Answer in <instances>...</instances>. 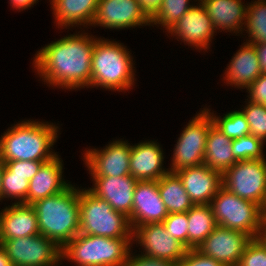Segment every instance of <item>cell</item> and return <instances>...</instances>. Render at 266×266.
I'll return each mask as SVG.
<instances>
[{
    "label": "cell",
    "instance_id": "cell-1",
    "mask_svg": "<svg viewBox=\"0 0 266 266\" xmlns=\"http://www.w3.org/2000/svg\"><path fill=\"white\" fill-rule=\"evenodd\" d=\"M86 34H71L37 52L33 64L44 82L62 89L90 87L94 38Z\"/></svg>",
    "mask_w": 266,
    "mask_h": 266
},
{
    "label": "cell",
    "instance_id": "cell-2",
    "mask_svg": "<svg viewBox=\"0 0 266 266\" xmlns=\"http://www.w3.org/2000/svg\"><path fill=\"white\" fill-rule=\"evenodd\" d=\"M79 194L80 189L70 184L58 194L31 204L37 215L40 234L54 240L61 248L79 233Z\"/></svg>",
    "mask_w": 266,
    "mask_h": 266
},
{
    "label": "cell",
    "instance_id": "cell-3",
    "mask_svg": "<svg viewBox=\"0 0 266 266\" xmlns=\"http://www.w3.org/2000/svg\"><path fill=\"white\" fill-rule=\"evenodd\" d=\"M58 126L39 121H22L0 138V159L9 161H49L58 154L50 149L57 139Z\"/></svg>",
    "mask_w": 266,
    "mask_h": 266
},
{
    "label": "cell",
    "instance_id": "cell-4",
    "mask_svg": "<svg viewBox=\"0 0 266 266\" xmlns=\"http://www.w3.org/2000/svg\"><path fill=\"white\" fill-rule=\"evenodd\" d=\"M124 45L110 40L94 39L90 86L106 90H128L134 84L133 58Z\"/></svg>",
    "mask_w": 266,
    "mask_h": 266
},
{
    "label": "cell",
    "instance_id": "cell-5",
    "mask_svg": "<svg viewBox=\"0 0 266 266\" xmlns=\"http://www.w3.org/2000/svg\"><path fill=\"white\" fill-rule=\"evenodd\" d=\"M133 238H109L78 233L62 248V259L77 266H123Z\"/></svg>",
    "mask_w": 266,
    "mask_h": 266
},
{
    "label": "cell",
    "instance_id": "cell-6",
    "mask_svg": "<svg viewBox=\"0 0 266 266\" xmlns=\"http://www.w3.org/2000/svg\"><path fill=\"white\" fill-rule=\"evenodd\" d=\"M79 233L109 238H133L129 217L112 209L110 204L89 189L79 194Z\"/></svg>",
    "mask_w": 266,
    "mask_h": 266
},
{
    "label": "cell",
    "instance_id": "cell-7",
    "mask_svg": "<svg viewBox=\"0 0 266 266\" xmlns=\"http://www.w3.org/2000/svg\"><path fill=\"white\" fill-rule=\"evenodd\" d=\"M210 206L218 226L258 238L264 209L255 202L242 199L223 186L211 200Z\"/></svg>",
    "mask_w": 266,
    "mask_h": 266
},
{
    "label": "cell",
    "instance_id": "cell-8",
    "mask_svg": "<svg viewBox=\"0 0 266 266\" xmlns=\"http://www.w3.org/2000/svg\"><path fill=\"white\" fill-rule=\"evenodd\" d=\"M222 186L266 209V159L243 160L222 173Z\"/></svg>",
    "mask_w": 266,
    "mask_h": 266
},
{
    "label": "cell",
    "instance_id": "cell-9",
    "mask_svg": "<svg viewBox=\"0 0 266 266\" xmlns=\"http://www.w3.org/2000/svg\"><path fill=\"white\" fill-rule=\"evenodd\" d=\"M193 118L182 130L175 144L172 166L169 168L171 173L204 164L205 145L213 121L205 108Z\"/></svg>",
    "mask_w": 266,
    "mask_h": 266
},
{
    "label": "cell",
    "instance_id": "cell-10",
    "mask_svg": "<svg viewBox=\"0 0 266 266\" xmlns=\"http://www.w3.org/2000/svg\"><path fill=\"white\" fill-rule=\"evenodd\" d=\"M0 245L13 266H56L62 260V248L41 234L4 240Z\"/></svg>",
    "mask_w": 266,
    "mask_h": 266
},
{
    "label": "cell",
    "instance_id": "cell-11",
    "mask_svg": "<svg viewBox=\"0 0 266 266\" xmlns=\"http://www.w3.org/2000/svg\"><path fill=\"white\" fill-rule=\"evenodd\" d=\"M251 240L244 232L217 226L196 249L224 266H235Z\"/></svg>",
    "mask_w": 266,
    "mask_h": 266
},
{
    "label": "cell",
    "instance_id": "cell-12",
    "mask_svg": "<svg viewBox=\"0 0 266 266\" xmlns=\"http://www.w3.org/2000/svg\"><path fill=\"white\" fill-rule=\"evenodd\" d=\"M135 238L149 257L170 260L178 264L188 250L182 243L168 235L162 222L148 223L133 230Z\"/></svg>",
    "mask_w": 266,
    "mask_h": 266
},
{
    "label": "cell",
    "instance_id": "cell-13",
    "mask_svg": "<svg viewBox=\"0 0 266 266\" xmlns=\"http://www.w3.org/2000/svg\"><path fill=\"white\" fill-rule=\"evenodd\" d=\"M131 146L126 141H113L104 149H88L84 162L91 176H124L130 174Z\"/></svg>",
    "mask_w": 266,
    "mask_h": 266
},
{
    "label": "cell",
    "instance_id": "cell-14",
    "mask_svg": "<svg viewBox=\"0 0 266 266\" xmlns=\"http://www.w3.org/2000/svg\"><path fill=\"white\" fill-rule=\"evenodd\" d=\"M151 25L141 10L138 0H99L92 26L110 29H126Z\"/></svg>",
    "mask_w": 266,
    "mask_h": 266
},
{
    "label": "cell",
    "instance_id": "cell-15",
    "mask_svg": "<svg viewBox=\"0 0 266 266\" xmlns=\"http://www.w3.org/2000/svg\"><path fill=\"white\" fill-rule=\"evenodd\" d=\"M167 216L168 212L158 191V180L137 181L132 214L129 217L132 230L148 223L163 222Z\"/></svg>",
    "mask_w": 266,
    "mask_h": 266
},
{
    "label": "cell",
    "instance_id": "cell-16",
    "mask_svg": "<svg viewBox=\"0 0 266 266\" xmlns=\"http://www.w3.org/2000/svg\"><path fill=\"white\" fill-rule=\"evenodd\" d=\"M192 6L176 23L168 33L175 35L195 48L208 49L215 28L205 8L201 4Z\"/></svg>",
    "mask_w": 266,
    "mask_h": 266
},
{
    "label": "cell",
    "instance_id": "cell-17",
    "mask_svg": "<svg viewBox=\"0 0 266 266\" xmlns=\"http://www.w3.org/2000/svg\"><path fill=\"white\" fill-rule=\"evenodd\" d=\"M94 187L89 190L97 197L106 200L112 209L130 217L134 189L137 181L131 174L124 176H92Z\"/></svg>",
    "mask_w": 266,
    "mask_h": 266
},
{
    "label": "cell",
    "instance_id": "cell-18",
    "mask_svg": "<svg viewBox=\"0 0 266 266\" xmlns=\"http://www.w3.org/2000/svg\"><path fill=\"white\" fill-rule=\"evenodd\" d=\"M194 205L210 204L222 187V173L205 164L175 172Z\"/></svg>",
    "mask_w": 266,
    "mask_h": 266
},
{
    "label": "cell",
    "instance_id": "cell-19",
    "mask_svg": "<svg viewBox=\"0 0 266 266\" xmlns=\"http://www.w3.org/2000/svg\"><path fill=\"white\" fill-rule=\"evenodd\" d=\"M0 211V244L4 240L39 235L38 219L31 204L12 203Z\"/></svg>",
    "mask_w": 266,
    "mask_h": 266
},
{
    "label": "cell",
    "instance_id": "cell-20",
    "mask_svg": "<svg viewBox=\"0 0 266 266\" xmlns=\"http://www.w3.org/2000/svg\"><path fill=\"white\" fill-rule=\"evenodd\" d=\"M163 151L155 141L131 146L130 174L138 181L159 180L170 171L163 166Z\"/></svg>",
    "mask_w": 266,
    "mask_h": 266
},
{
    "label": "cell",
    "instance_id": "cell-21",
    "mask_svg": "<svg viewBox=\"0 0 266 266\" xmlns=\"http://www.w3.org/2000/svg\"><path fill=\"white\" fill-rule=\"evenodd\" d=\"M60 159L57 155L41 165L36 175L29 181L24 204H33L39 199L58 194L70 185L62 180L63 164Z\"/></svg>",
    "mask_w": 266,
    "mask_h": 266
},
{
    "label": "cell",
    "instance_id": "cell-22",
    "mask_svg": "<svg viewBox=\"0 0 266 266\" xmlns=\"http://www.w3.org/2000/svg\"><path fill=\"white\" fill-rule=\"evenodd\" d=\"M223 77L228 84L237 88H248L261 74L255 47L247 43L234 54Z\"/></svg>",
    "mask_w": 266,
    "mask_h": 266
},
{
    "label": "cell",
    "instance_id": "cell-23",
    "mask_svg": "<svg viewBox=\"0 0 266 266\" xmlns=\"http://www.w3.org/2000/svg\"><path fill=\"white\" fill-rule=\"evenodd\" d=\"M205 8L215 30L220 28L229 32L243 31L246 6L241 0H198ZM244 21V23H243ZM242 27V28H241Z\"/></svg>",
    "mask_w": 266,
    "mask_h": 266
},
{
    "label": "cell",
    "instance_id": "cell-24",
    "mask_svg": "<svg viewBox=\"0 0 266 266\" xmlns=\"http://www.w3.org/2000/svg\"><path fill=\"white\" fill-rule=\"evenodd\" d=\"M99 0H51L58 26H92Z\"/></svg>",
    "mask_w": 266,
    "mask_h": 266
},
{
    "label": "cell",
    "instance_id": "cell-25",
    "mask_svg": "<svg viewBox=\"0 0 266 266\" xmlns=\"http://www.w3.org/2000/svg\"><path fill=\"white\" fill-rule=\"evenodd\" d=\"M238 162L233 155L232 140L213 124L208 131L204 164L221 173Z\"/></svg>",
    "mask_w": 266,
    "mask_h": 266
},
{
    "label": "cell",
    "instance_id": "cell-26",
    "mask_svg": "<svg viewBox=\"0 0 266 266\" xmlns=\"http://www.w3.org/2000/svg\"><path fill=\"white\" fill-rule=\"evenodd\" d=\"M158 191L168 214L185 213L194 206L176 173H167L158 180Z\"/></svg>",
    "mask_w": 266,
    "mask_h": 266
},
{
    "label": "cell",
    "instance_id": "cell-27",
    "mask_svg": "<svg viewBox=\"0 0 266 266\" xmlns=\"http://www.w3.org/2000/svg\"><path fill=\"white\" fill-rule=\"evenodd\" d=\"M188 249L197 248L218 226L210 204L194 205L187 211Z\"/></svg>",
    "mask_w": 266,
    "mask_h": 266
},
{
    "label": "cell",
    "instance_id": "cell-28",
    "mask_svg": "<svg viewBox=\"0 0 266 266\" xmlns=\"http://www.w3.org/2000/svg\"><path fill=\"white\" fill-rule=\"evenodd\" d=\"M253 3V4H252ZM247 4L245 25L249 39L247 43L266 42V1L257 0Z\"/></svg>",
    "mask_w": 266,
    "mask_h": 266
},
{
    "label": "cell",
    "instance_id": "cell-29",
    "mask_svg": "<svg viewBox=\"0 0 266 266\" xmlns=\"http://www.w3.org/2000/svg\"><path fill=\"white\" fill-rule=\"evenodd\" d=\"M211 116L213 124L221 131L226 137L231 140L238 139L250 134L249 124L240 110L231 111L224 114L223 118L216 117L208 109H205Z\"/></svg>",
    "mask_w": 266,
    "mask_h": 266
},
{
    "label": "cell",
    "instance_id": "cell-30",
    "mask_svg": "<svg viewBox=\"0 0 266 266\" xmlns=\"http://www.w3.org/2000/svg\"><path fill=\"white\" fill-rule=\"evenodd\" d=\"M189 3L190 0H163L150 24H160L168 31L193 6Z\"/></svg>",
    "mask_w": 266,
    "mask_h": 266
},
{
    "label": "cell",
    "instance_id": "cell-31",
    "mask_svg": "<svg viewBox=\"0 0 266 266\" xmlns=\"http://www.w3.org/2000/svg\"><path fill=\"white\" fill-rule=\"evenodd\" d=\"M264 142L253 135L232 140L233 155L237 161L264 159Z\"/></svg>",
    "mask_w": 266,
    "mask_h": 266
},
{
    "label": "cell",
    "instance_id": "cell-32",
    "mask_svg": "<svg viewBox=\"0 0 266 266\" xmlns=\"http://www.w3.org/2000/svg\"><path fill=\"white\" fill-rule=\"evenodd\" d=\"M29 181L25 176L12 174L5 166L2 175V200L3 198L19 199L14 203H24L27 198Z\"/></svg>",
    "mask_w": 266,
    "mask_h": 266
},
{
    "label": "cell",
    "instance_id": "cell-33",
    "mask_svg": "<svg viewBox=\"0 0 266 266\" xmlns=\"http://www.w3.org/2000/svg\"><path fill=\"white\" fill-rule=\"evenodd\" d=\"M242 111L250 128V135L266 141V105L248 101Z\"/></svg>",
    "mask_w": 266,
    "mask_h": 266
},
{
    "label": "cell",
    "instance_id": "cell-34",
    "mask_svg": "<svg viewBox=\"0 0 266 266\" xmlns=\"http://www.w3.org/2000/svg\"><path fill=\"white\" fill-rule=\"evenodd\" d=\"M169 236L175 238L188 249V218L185 213H171L162 222Z\"/></svg>",
    "mask_w": 266,
    "mask_h": 266
},
{
    "label": "cell",
    "instance_id": "cell-35",
    "mask_svg": "<svg viewBox=\"0 0 266 266\" xmlns=\"http://www.w3.org/2000/svg\"><path fill=\"white\" fill-rule=\"evenodd\" d=\"M239 265L266 266V245L259 238H253L247 244Z\"/></svg>",
    "mask_w": 266,
    "mask_h": 266
},
{
    "label": "cell",
    "instance_id": "cell-36",
    "mask_svg": "<svg viewBox=\"0 0 266 266\" xmlns=\"http://www.w3.org/2000/svg\"><path fill=\"white\" fill-rule=\"evenodd\" d=\"M46 161H9L4 162V166L12 173V174H20L21 176H25L26 180L30 181L38 172L41 165Z\"/></svg>",
    "mask_w": 266,
    "mask_h": 266
},
{
    "label": "cell",
    "instance_id": "cell-37",
    "mask_svg": "<svg viewBox=\"0 0 266 266\" xmlns=\"http://www.w3.org/2000/svg\"><path fill=\"white\" fill-rule=\"evenodd\" d=\"M177 266H224L214 258L204 255L196 248L188 249Z\"/></svg>",
    "mask_w": 266,
    "mask_h": 266
},
{
    "label": "cell",
    "instance_id": "cell-38",
    "mask_svg": "<svg viewBox=\"0 0 266 266\" xmlns=\"http://www.w3.org/2000/svg\"><path fill=\"white\" fill-rule=\"evenodd\" d=\"M129 253L126 263L123 266H177L170 260L149 257L147 255L130 256Z\"/></svg>",
    "mask_w": 266,
    "mask_h": 266
},
{
    "label": "cell",
    "instance_id": "cell-39",
    "mask_svg": "<svg viewBox=\"0 0 266 266\" xmlns=\"http://www.w3.org/2000/svg\"><path fill=\"white\" fill-rule=\"evenodd\" d=\"M249 101L266 105V74H261L248 88Z\"/></svg>",
    "mask_w": 266,
    "mask_h": 266
},
{
    "label": "cell",
    "instance_id": "cell-40",
    "mask_svg": "<svg viewBox=\"0 0 266 266\" xmlns=\"http://www.w3.org/2000/svg\"><path fill=\"white\" fill-rule=\"evenodd\" d=\"M163 0H138L141 10L151 19L161 7Z\"/></svg>",
    "mask_w": 266,
    "mask_h": 266
},
{
    "label": "cell",
    "instance_id": "cell-41",
    "mask_svg": "<svg viewBox=\"0 0 266 266\" xmlns=\"http://www.w3.org/2000/svg\"><path fill=\"white\" fill-rule=\"evenodd\" d=\"M256 49V54L259 60L261 72L266 74V42L265 43H250Z\"/></svg>",
    "mask_w": 266,
    "mask_h": 266
},
{
    "label": "cell",
    "instance_id": "cell-42",
    "mask_svg": "<svg viewBox=\"0 0 266 266\" xmlns=\"http://www.w3.org/2000/svg\"><path fill=\"white\" fill-rule=\"evenodd\" d=\"M38 0H10V4L16 10H24L34 5Z\"/></svg>",
    "mask_w": 266,
    "mask_h": 266
},
{
    "label": "cell",
    "instance_id": "cell-43",
    "mask_svg": "<svg viewBox=\"0 0 266 266\" xmlns=\"http://www.w3.org/2000/svg\"><path fill=\"white\" fill-rule=\"evenodd\" d=\"M258 238L266 245V211L262 215V226Z\"/></svg>",
    "mask_w": 266,
    "mask_h": 266
},
{
    "label": "cell",
    "instance_id": "cell-44",
    "mask_svg": "<svg viewBox=\"0 0 266 266\" xmlns=\"http://www.w3.org/2000/svg\"><path fill=\"white\" fill-rule=\"evenodd\" d=\"M0 266H13L11 260L8 258L5 249L0 245Z\"/></svg>",
    "mask_w": 266,
    "mask_h": 266
},
{
    "label": "cell",
    "instance_id": "cell-45",
    "mask_svg": "<svg viewBox=\"0 0 266 266\" xmlns=\"http://www.w3.org/2000/svg\"><path fill=\"white\" fill-rule=\"evenodd\" d=\"M4 170V162L0 159V201L2 199V175Z\"/></svg>",
    "mask_w": 266,
    "mask_h": 266
}]
</instances>
